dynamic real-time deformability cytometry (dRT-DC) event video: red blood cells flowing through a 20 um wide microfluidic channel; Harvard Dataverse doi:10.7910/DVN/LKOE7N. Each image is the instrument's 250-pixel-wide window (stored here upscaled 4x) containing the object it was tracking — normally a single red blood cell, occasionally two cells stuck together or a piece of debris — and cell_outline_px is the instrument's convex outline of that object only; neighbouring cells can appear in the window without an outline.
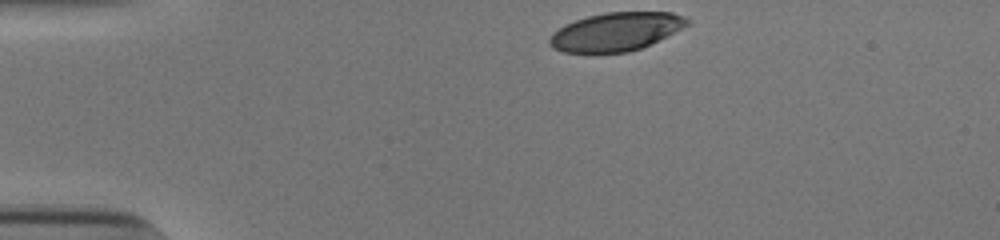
{"species": "human", "species_latin": "Homo sapiens", "temperature_condition": "cold", "stored_images_in_passage": 34, "camera_frame_rate_fps": 3000, "um_per_image_px": 0.085, "donor": {"sex": "male"}, "frame": {"image": 1, "passage_image": 1, "time_ms": 0.0, "image_size_px": [1000, 240], "cell_outline_px": [[692, 20], [688, 24], [640, 48], [628, 52], [596, 56], [564, 52], [552, 48], [548, 44], [548, 40], [552, 32], [564, 24], [588, 16], [604, 12], [672, 12], [684, 16]], "centroid_in_image_um": [52.24, 2.73], "position_along_channel_um": 32.8, "area_um2": 31.39}}
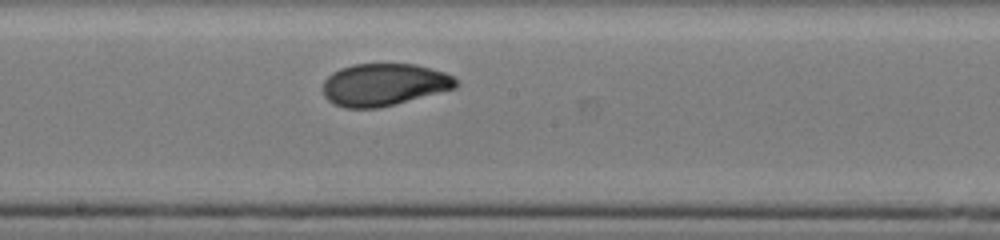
{"frame": {"image": 2, "passage_image": 20, "time_ms": 6.333, "image_size_px": [1000, 240], "cell_outline_px": [[460, 84], [456, 88], [396, 104], [376, 108], [344, 108], [328, 100], [324, 96], [324, 80], [332, 72], [340, 68], [352, 64], [416, 64], [444, 72], [460, 80]], "centroid_in_image_um": [32.67, 7.19], "position_along_channel_um": 215.5, "area_um2": 32.95}}
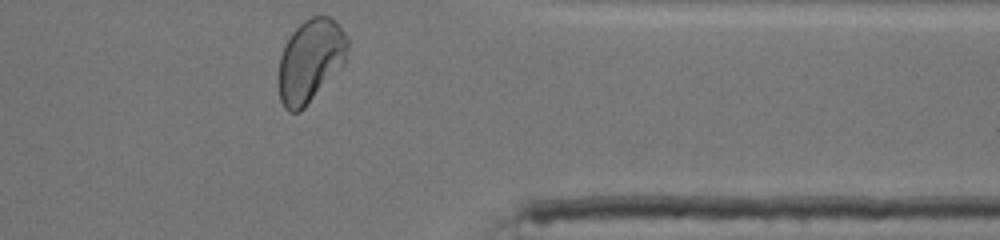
{"frame": {"image": 3, "passage_image": 34, "time_ms": 11.0, "image_size_px": [1000, 240], "cell_outline_px": [[348, 48], [344, 64], [304, 108], [300, 112], [288, 112], [284, 108], [280, 100], [276, 80], [280, 56], [292, 32], [304, 20], [312, 16], [328, 16], [340, 24], [348, 36]], "centroid_in_image_um": [26.37, 5.17], "position_along_channel_um": 385.0, "area_um2": 33.76}, "authors_computed_cell_mechanics": {"area_um2": 33.1772, "velocity_mm_per_s": 3.8316, "shape_relaxation_time_tau1_ms": 3.6656, "shape_relaxation_time_tau2_ms": 1.3646, "deformation_change_tau1": 0.16, "deformation_change_tau2": 0.0517}}